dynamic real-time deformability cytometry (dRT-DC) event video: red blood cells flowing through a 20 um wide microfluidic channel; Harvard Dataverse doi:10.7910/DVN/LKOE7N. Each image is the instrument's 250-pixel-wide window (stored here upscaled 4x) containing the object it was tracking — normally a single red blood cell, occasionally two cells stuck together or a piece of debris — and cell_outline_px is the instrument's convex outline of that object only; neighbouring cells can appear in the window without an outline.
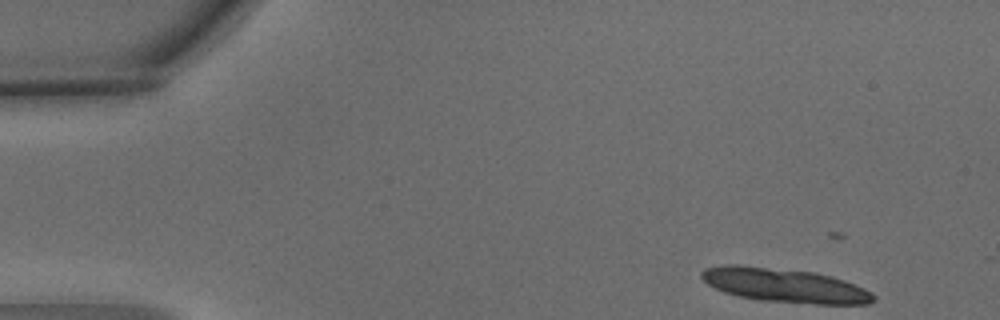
{"species": "common noctule bat (a hibernating species)", "species_latin": "Nyctalus noctula", "temperature_condition": "warm", "stored_images_in_passage": 5, "camera_frame_rate_fps": 3000, "um_per_image_px": 0.085, "animal": {"sex": "male", "body_mass_g": 15.6}, "frame": {"image": 1, "passage_image": 1, "time_ms": 0.0, "image_size_px": [1000, 320], "cell_outline_px": [[876, 296], [868, 304], [816, 304], [760, 300], [740, 296], [724, 292], [708, 284], [700, 276], [700, 272], [704, 268], [728, 264], [736, 264], [816, 272], [832, 276], [844, 280], [864, 288], [872, 292]], "centroid_in_image_um": [66.69, 24.24], "position_along_channel_um": 18.3, "area_um2": 34.1}}
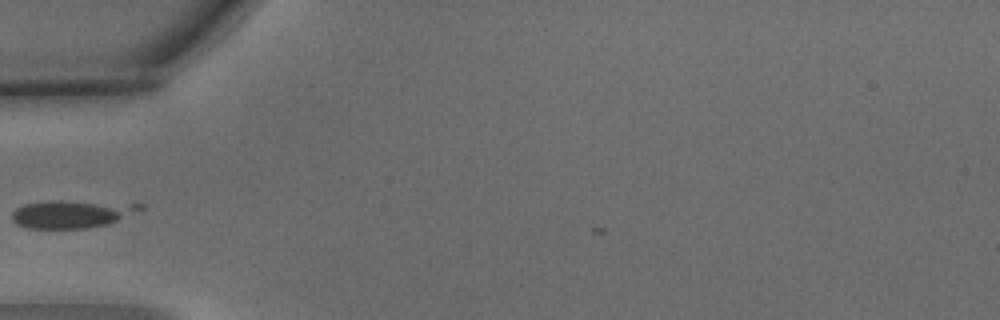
{"frame": {"image": 2, "passage_image": 5, "time_ms": 1.333, "image_size_px": [1000, 320], "cell_outline_px": [[144, 208], [108, 224], [84, 228], [28, 228], [16, 224], [12, 220], [12, 212], [16, 208], [24, 204], [48, 200], [64, 200], [144, 204]], "centroid_in_image_um": [6.06, 18.17], "position_along_channel_um": 78.9, "area_um2": 20.75}}